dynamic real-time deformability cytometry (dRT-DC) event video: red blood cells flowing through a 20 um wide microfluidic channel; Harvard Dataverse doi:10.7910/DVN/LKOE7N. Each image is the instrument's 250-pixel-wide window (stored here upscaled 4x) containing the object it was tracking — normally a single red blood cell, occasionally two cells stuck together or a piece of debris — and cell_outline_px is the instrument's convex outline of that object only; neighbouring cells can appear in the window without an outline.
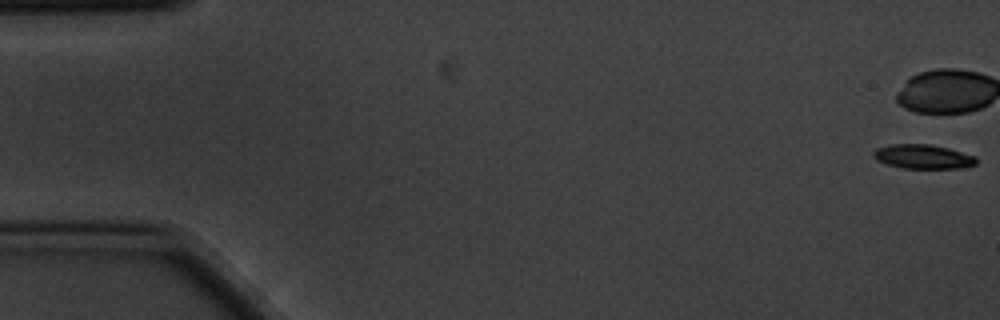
{"species": "common noctule bat (a hibernating species)", "species_latin": "Nyctalus noctula", "temperature_condition": "cold", "stored_images_in_passage": 7, "camera_frame_rate_fps": 3000, "um_per_image_px": 0.085, "animal": {"sex": "male", "body_mass_g": 20.1, "forearm_length_mm": 53.5}, "frame": {"image": 1, "passage_image": 1, "time_ms": 0.0, "image_size_px": [1000, 320], "cell_outline_px": [[976, 164], [956, 168], [904, 168], [888, 164], [876, 160], [872, 156], [872, 152], [876, 148], [892, 144], [928, 144], [948, 148], [976, 156]], "centroid_in_image_um": [78.42, 13.3], "position_along_channel_um": 6.6, "area_um2": 14.39}}